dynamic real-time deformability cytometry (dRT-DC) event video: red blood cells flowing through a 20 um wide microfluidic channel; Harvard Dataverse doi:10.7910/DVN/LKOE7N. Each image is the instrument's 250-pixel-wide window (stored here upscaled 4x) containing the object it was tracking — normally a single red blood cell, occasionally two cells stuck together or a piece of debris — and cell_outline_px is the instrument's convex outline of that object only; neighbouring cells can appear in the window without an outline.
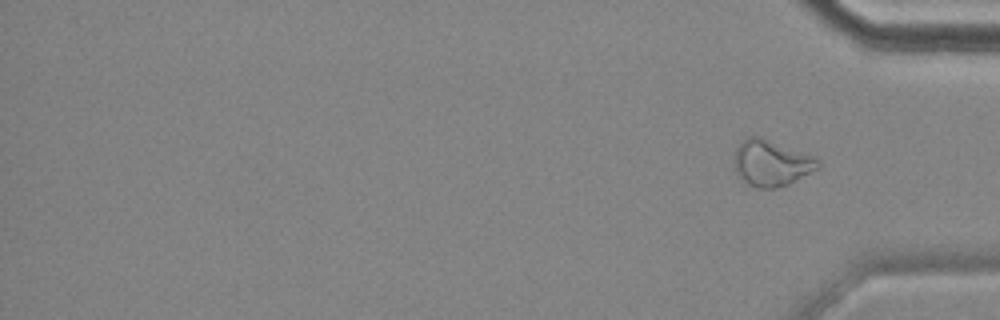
{"species": "common noctule bat (a hibernating species)", "species_latin": "Nyctalus noctula", "temperature_condition": "cold", "stored_images_in_passage": 16, "camera_frame_rate_fps": 3000, "um_per_image_px": 0.085, "animal": {"sex": "female", "body_mass_g": 18.4}, "frame": {"image": 1, "passage_image": 16, "time_ms": 19.0, "image_size_px": [1000, 320], "cell_outline_px": [[820, 168], [788, 184], [776, 188], [756, 188], [748, 184], [736, 176], [732, 164], [732, 160], [736, 148], [748, 136], [760, 136], [816, 156], [820, 160]], "centroid_in_image_um": [65.55, 13.86], "position_along_channel_um": 369.7, "area_um2": 23.06}, "authors_computed_cell_mechanics": {"area_um2": 25.7499, "velocity_mm_per_s": 3.5382, "shape_relaxation_time_tau1_ms": null, "shape_relaxation_time_tau2_ms": 6.341, "deformation_change_tau1": null, "deformation_change_tau2": 0.1801}}